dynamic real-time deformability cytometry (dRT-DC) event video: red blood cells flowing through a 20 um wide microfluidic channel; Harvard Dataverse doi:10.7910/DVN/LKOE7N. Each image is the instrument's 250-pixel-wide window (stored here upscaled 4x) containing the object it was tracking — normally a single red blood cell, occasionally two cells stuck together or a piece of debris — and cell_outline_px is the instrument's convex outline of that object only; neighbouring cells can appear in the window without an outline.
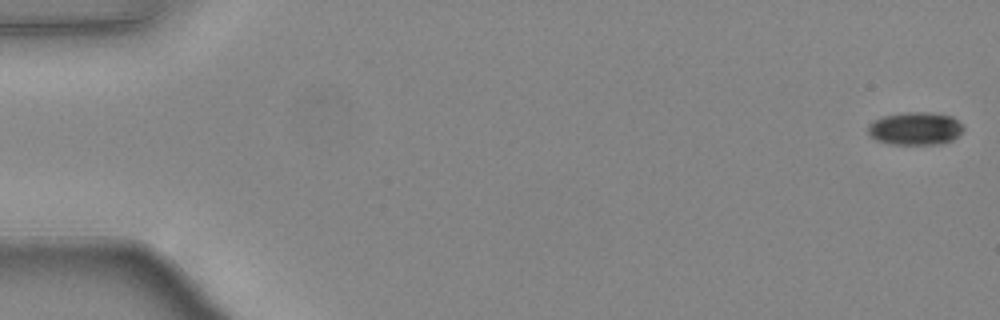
{"species": "common noctule bat (a hibernating species)", "species_latin": "Nyctalus noctula", "temperature_condition": "warm", "stored_images_in_passage": 14, "camera_frame_rate_fps": 3000, "um_per_image_px": 0.085, "animal": {"sex": "female", "body_mass_g": 24.6, "forearm_length_mm": 56.2}, "frame": {"image": 1, "passage_image": 1, "time_ms": 0.0, "image_size_px": [1000, 320], "cell_outline_px": [[964, 128], [952, 140], [940, 144], [888, 144], [876, 140], [868, 136], [868, 124], [872, 120], [884, 116], [908, 112], [932, 112], [952, 116], [964, 124]], "centroid_in_image_um": [77.78, 10.92], "position_along_channel_um": 7.2, "area_um2": 18.5}}
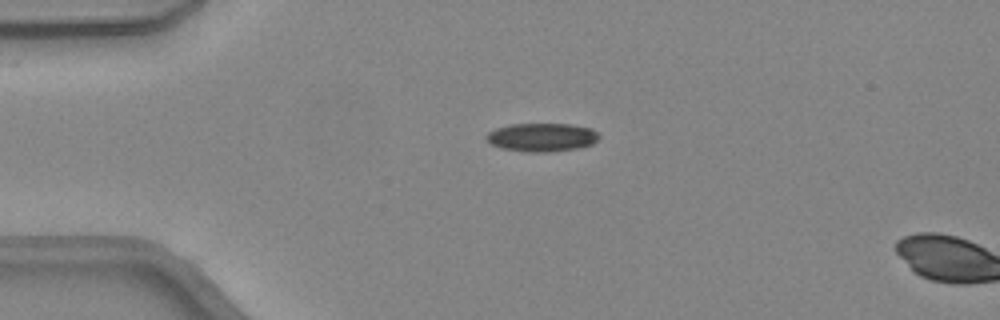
{"frame": {"image": 2, "passage_image": 12, "time_ms": 3.667, "image_size_px": [1000, 320], "cell_outline_px": [[600, 136], [592, 144], [580, 148], [552, 152], [528, 152], [500, 148], [492, 144], [484, 136], [488, 132], [496, 128], [512, 124], [568, 124], [592, 128]], "centroid_in_image_um": [46.06, 11.67], "position_along_channel_um": 38.9, "area_um2": 18.73}}